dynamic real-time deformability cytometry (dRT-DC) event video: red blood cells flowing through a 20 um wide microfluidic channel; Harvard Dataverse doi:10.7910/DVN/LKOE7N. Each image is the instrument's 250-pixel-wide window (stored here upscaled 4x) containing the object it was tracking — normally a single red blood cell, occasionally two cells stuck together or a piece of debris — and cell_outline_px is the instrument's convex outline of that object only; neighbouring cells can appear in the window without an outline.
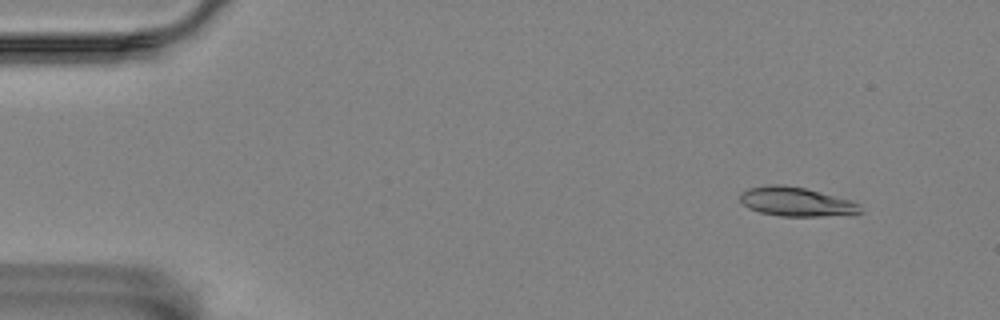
{"species": "Egyptian fruit bat (a non-hibernating species)", "species_latin": "Rousettus aegyptiacus", "temperature_condition": "room temperature", "stored_images_in_passage": 11, "camera_frame_rate_fps": 3000, "um_per_image_px": 0.085, "animal": {"sex": "female"}, "frame": {"image": 1, "passage_image": 2, "time_ms": 1.333, "image_size_px": [1000, 320], "cell_outline_px": [[864, 212], [852, 216], [780, 216], [760, 212], [748, 208], [740, 200], [740, 192], [748, 188], [768, 184], [784, 184], [804, 188], [852, 200], [860, 204]], "centroid_in_image_um": [67.75, 17.16], "position_along_channel_um": 17.3, "area_um2": 20.87}}
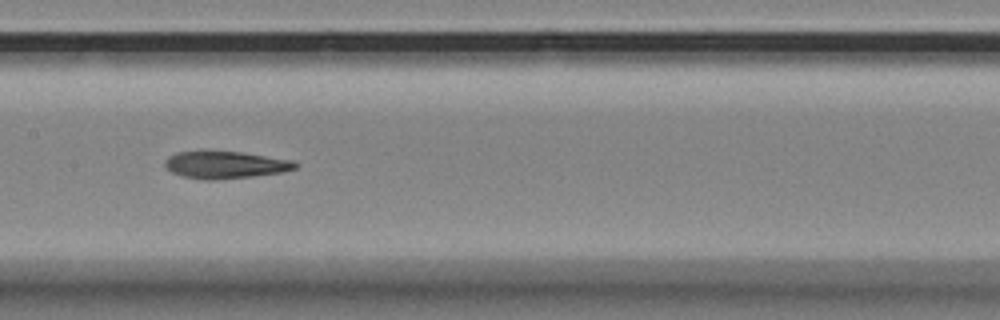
{"frame": {"image": 2, "passage_image": 8, "time_ms": 9.0, "image_size_px": [1000, 320], "cell_outline_px": [[300, 164], [296, 168], [280, 172], [252, 176], [212, 180], [204, 180], [180, 176], [164, 168], [164, 160], [168, 156], [176, 152], [244, 152], [292, 160]], "centroid_in_image_um": [19.12, 14.02], "position_along_channel_um": 188.3, "area_um2": 20.63}}
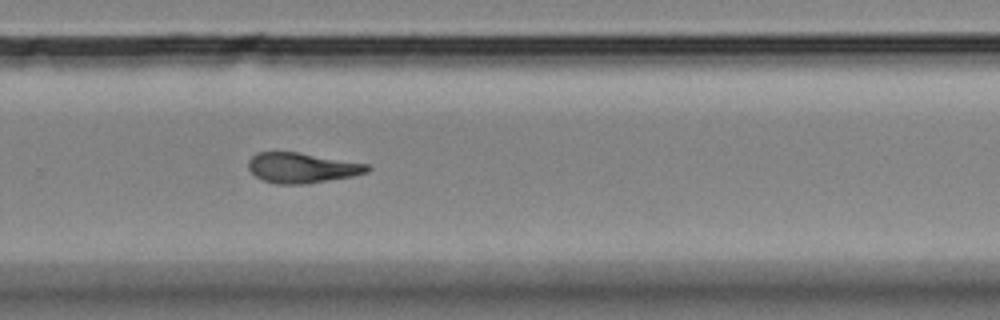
{"frame": {"image": 3, "passage_image": 11, "time_ms": 12.333, "image_size_px": [1000, 320], "cell_outline_px": [[372, 168], [368, 172], [352, 176], [304, 184], [276, 184], [264, 180], [256, 176], [248, 168], [248, 160], [256, 152], [296, 152], [368, 164]], "centroid_in_image_um": [25.65, 14.26], "position_along_channel_um": 304.1, "area_um2": 20.75}}